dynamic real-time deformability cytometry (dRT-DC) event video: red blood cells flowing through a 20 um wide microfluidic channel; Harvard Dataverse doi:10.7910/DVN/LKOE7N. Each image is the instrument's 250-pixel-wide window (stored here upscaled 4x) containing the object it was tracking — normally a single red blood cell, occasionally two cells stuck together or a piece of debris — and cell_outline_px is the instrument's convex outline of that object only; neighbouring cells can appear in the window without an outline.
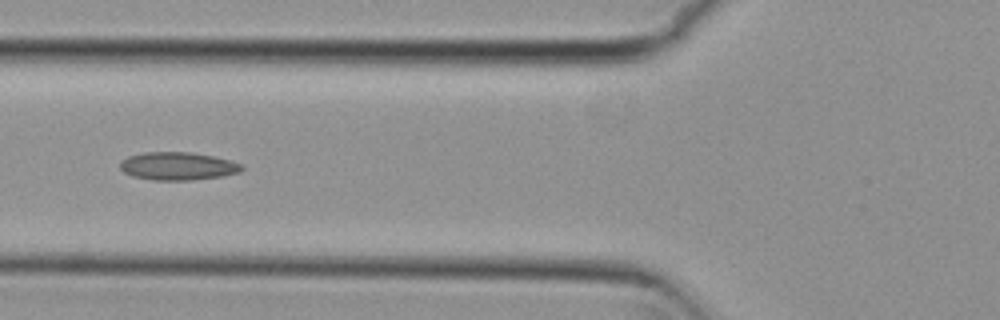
{"species": "common noctule bat (a hibernating species)", "species_latin": "Nyctalus noctula", "temperature_condition": "cold", "stored_images_in_passage": 3, "camera_frame_rate_fps": 3000, "um_per_image_px": 0.085, "animal": {"sex": "female", "body_mass_g": 29.2, "forearm_length_mm": 56.3}, "frame": {"image": 1, "passage_image": 3, "time_ms": 0.667, "image_size_px": [1000, 320], "cell_outline_px": [[244, 168], [240, 172], [220, 176], [192, 180], [152, 180], [132, 176], [124, 172], [120, 168], [120, 160], [128, 156], [144, 152], [192, 152], [232, 160], [244, 164]], "centroid_in_image_um": [15.12, 14.11], "position_along_channel_um": 110.7, "area_um2": 20.0}}